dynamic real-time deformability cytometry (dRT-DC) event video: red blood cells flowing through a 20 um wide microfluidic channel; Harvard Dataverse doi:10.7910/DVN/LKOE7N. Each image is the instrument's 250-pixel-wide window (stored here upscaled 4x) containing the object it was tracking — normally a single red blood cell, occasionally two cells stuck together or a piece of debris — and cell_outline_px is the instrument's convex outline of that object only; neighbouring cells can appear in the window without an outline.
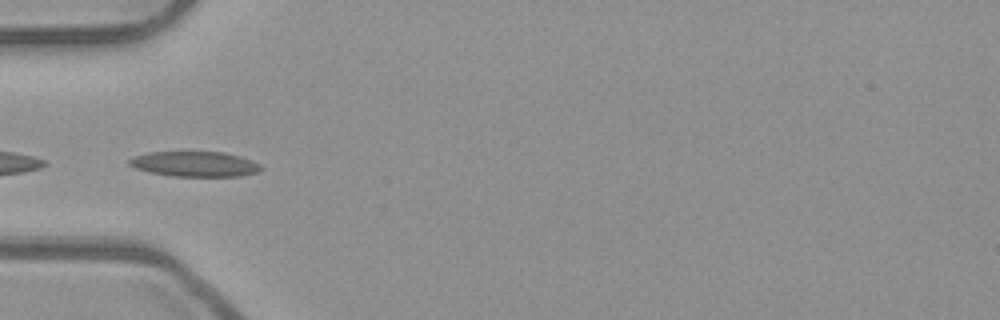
{"species": "common noctule bat (a hibernating species)", "species_latin": "Nyctalus noctula", "temperature_condition": "room temperature", "stored_images_in_passage": 7, "camera_frame_rate_fps": 3000, "um_per_image_px": 0.085, "animal": {"sex": "male", "body_mass_g": 23.1, "forearm_length_mm": 52.7}, "frame": {"image": 1, "passage_image": 4, "time_ms": 1.0, "image_size_px": [1000, 320], "cell_outline_px": [[264, 168], [260, 172], [240, 176], [172, 176], [148, 172], [136, 168], [128, 164], [128, 160], [136, 156], [148, 152], [224, 152], [240, 156], [252, 160], [260, 164]], "centroid_in_image_um": [16.6, 13.94], "position_along_channel_um": 68.4, "area_um2": 19.42}}